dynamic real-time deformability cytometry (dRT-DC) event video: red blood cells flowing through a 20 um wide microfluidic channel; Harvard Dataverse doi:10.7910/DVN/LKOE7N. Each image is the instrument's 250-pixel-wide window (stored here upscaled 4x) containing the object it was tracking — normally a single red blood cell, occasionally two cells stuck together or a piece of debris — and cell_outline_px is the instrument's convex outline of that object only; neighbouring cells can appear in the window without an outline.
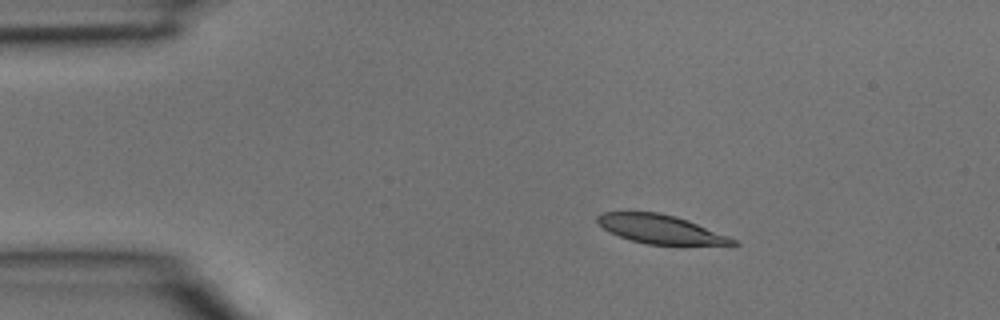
{"species": "common noctule bat (a hibernating species)", "species_latin": "Nyctalus noctula", "temperature_condition": "room temperature", "stored_images_in_passage": 1, "camera_frame_rate_fps": 3000, "um_per_image_px": 0.085, "animal": {"sex": "male", "body_mass_g": 15.6}, "frame": {"image": 1, "passage_image": 1, "time_ms": 0.0, "image_size_px": [1000, 320], "cell_outline_px": [[740, 244], [648, 244], [632, 240], [620, 236], [604, 228], [596, 220], [596, 216], [600, 212], [656, 212], [676, 216], [688, 220], [728, 236], [736, 240]], "centroid_in_image_um": [56.11, 19.46], "position_along_channel_um": 28.9, "area_um2": 22.14}}